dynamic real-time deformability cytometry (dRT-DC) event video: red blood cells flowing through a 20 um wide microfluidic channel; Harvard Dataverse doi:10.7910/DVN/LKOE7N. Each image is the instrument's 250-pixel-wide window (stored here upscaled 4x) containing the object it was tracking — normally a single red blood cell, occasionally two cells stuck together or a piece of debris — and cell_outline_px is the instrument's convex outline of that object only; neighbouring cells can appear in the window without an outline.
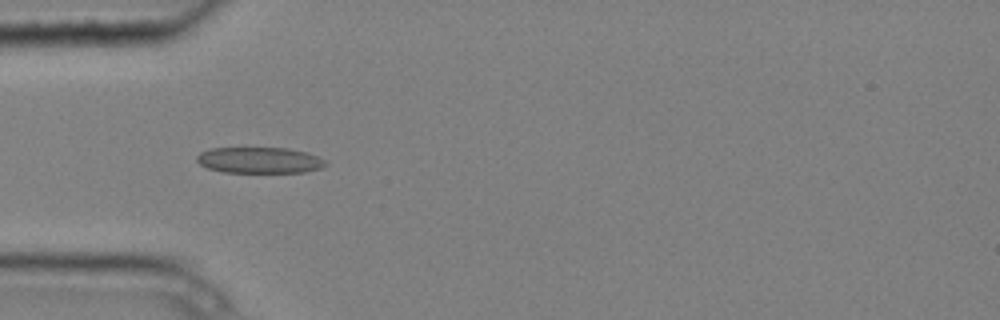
{"species": "common noctule bat (a hibernating species)", "species_latin": "Nyctalus noctula", "temperature_condition": "cold", "stored_images_in_passage": 3, "camera_frame_rate_fps": 3000, "um_per_image_px": 0.085, "animal": {"sex": "male", "body_mass_g": 20.4}, "frame": {"image": 1, "passage_image": 2, "time_ms": 0.333, "image_size_px": [1000, 320], "cell_outline_px": [[328, 164], [320, 168], [304, 172], [224, 172], [208, 168], [200, 164], [196, 160], [196, 156], [200, 152], [212, 148], [288, 148], [308, 152], [324, 160]], "centroid_in_image_um": [22.05, 13.61], "position_along_channel_um": 63.0, "area_um2": 19.48}}
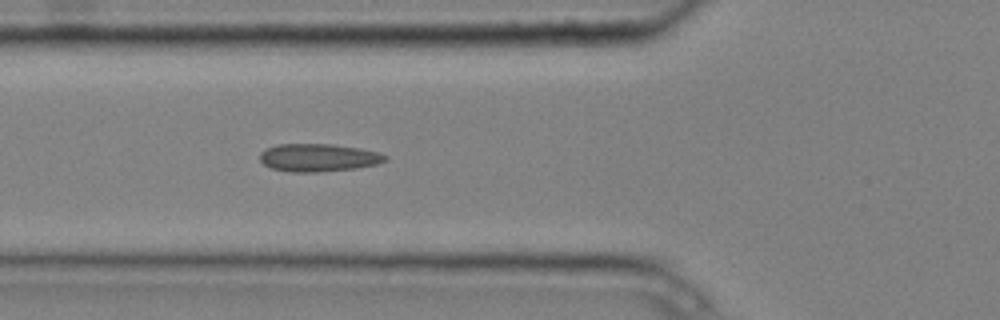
{"frame": {"image": 2, "passage_image": 3, "time_ms": 0.667, "image_size_px": [1000, 320], "cell_outline_px": [[388, 160], [376, 164], [356, 168], [316, 172], [292, 172], [272, 168], [264, 164], [260, 160], [260, 152], [276, 144], [332, 144], [360, 148], [376, 152], [388, 156]], "centroid_in_image_um": [27.06, 13.39], "position_along_channel_um": 98.7, "area_um2": 20.23}}